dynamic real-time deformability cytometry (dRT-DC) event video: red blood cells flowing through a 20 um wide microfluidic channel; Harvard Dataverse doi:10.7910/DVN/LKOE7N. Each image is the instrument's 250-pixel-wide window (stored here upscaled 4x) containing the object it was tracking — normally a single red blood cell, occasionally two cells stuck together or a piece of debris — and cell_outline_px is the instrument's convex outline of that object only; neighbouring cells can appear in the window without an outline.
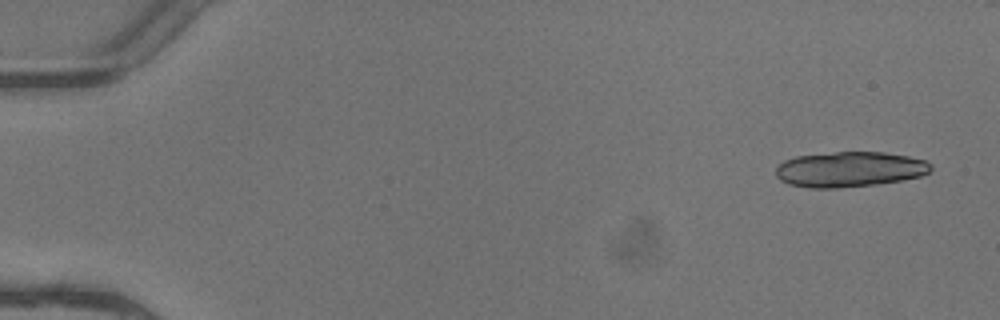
{"species": "common noctule bat (a hibernating species)", "species_latin": "Nyctalus noctula", "temperature_condition": "warm", "stored_images_in_passage": 8, "camera_frame_rate_fps": 3000, "um_per_image_px": 0.085, "animal": {"sex": "female"}, "frame": {"image": 1, "passage_image": 1, "time_ms": 0.0, "image_size_px": [1000, 320], "cell_outline_px": [[932, 168], [928, 172], [920, 176], [900, 180], [876, 184], [836, 188], [808, 188], [788, 184], [780, 180], [776, 176], [776, 168], [784, 160], [796, 156], [836, 152], [884, 152], [908, 156], [924, 160], [932, 164]], "centroid_in_image_um": [72.2, 14.39], "position_along_channel_um": 12.8, "area_um2": 31.85}}
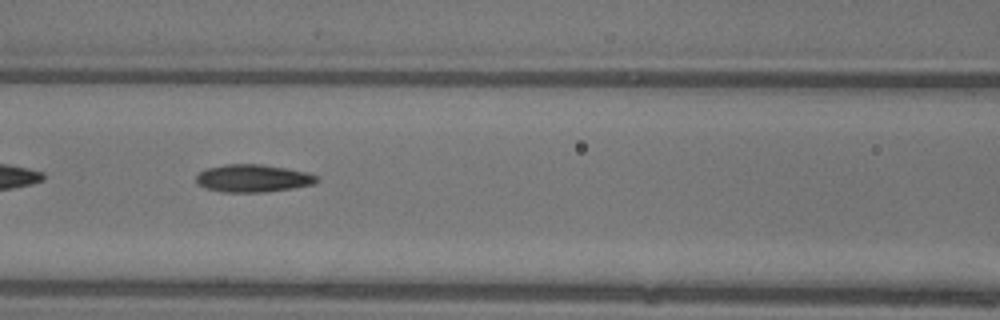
{"frame": {"image": 2, "passage_image": 6, "time_ms": 1.667, "image_size_px": [1000, 320], "cell_outline_px": [[320, 180], [312, 184], [292, 188], [264, 192], [224, 192], [204, 188], [196, 184], [196, 176], [200, 172], [208, 168], [224, 164], [260, 164], [308, 172], [320, 176]], "centroid_in_image_um": [21.5, 15.15], "position_along_channel_um": 145.1, "area_um2": 19.48}}
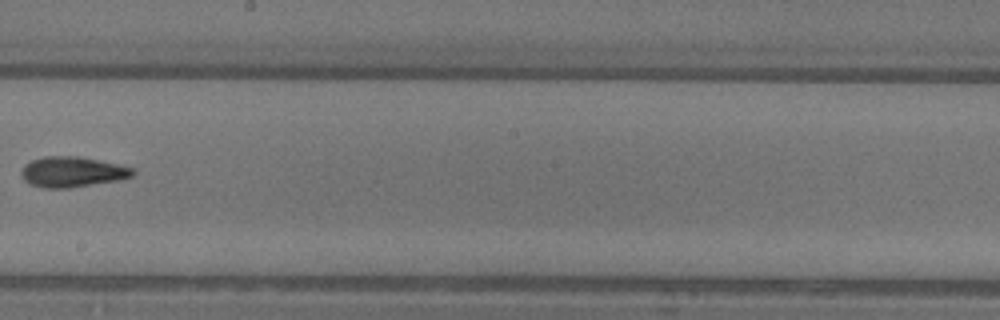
{"frame": {"image": 3, "passage_image": 8, "time_ms": 2.333, "image_size_px": [1000, 320], "cell_outline_px": [[136, 172], [132, 176], [120, 180], [68, 188], [40, 188], [28, 184], [24, 180], [20, 172], [24, 164], [32, 160], [44, 156], [76, 156], [120, 164], [132, 168]], "centroid_in_image_um": [6.12, 14.62], "position_along_channel_um": 242.1, "area_um2": 19.94}}